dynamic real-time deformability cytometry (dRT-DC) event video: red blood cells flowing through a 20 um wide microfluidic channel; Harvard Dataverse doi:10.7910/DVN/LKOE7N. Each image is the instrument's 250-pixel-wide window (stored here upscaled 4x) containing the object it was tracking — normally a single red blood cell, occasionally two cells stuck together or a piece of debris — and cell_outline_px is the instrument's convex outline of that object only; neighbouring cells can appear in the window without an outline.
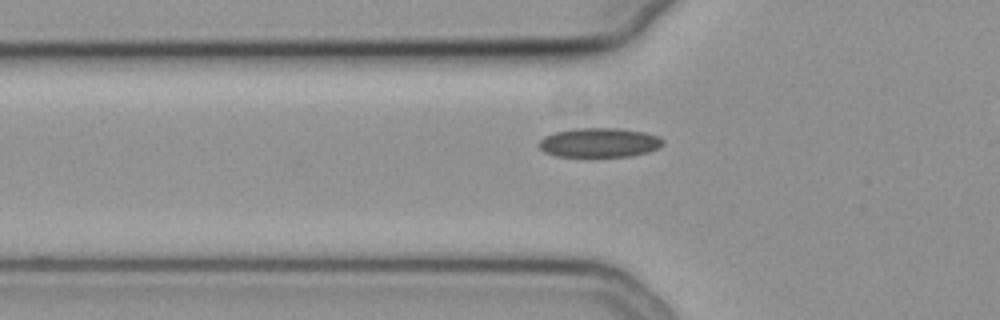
{"species": "common noctule bat (a hibernating species)", "species_latin": "Nyctalus noctula", "temperature_condition": "cold", "stored_images_in_passage": 30, "camera_frame_rate_fps": 3000, "um_per_image_px": 0.085, "animal": {"sex": "female", "body_mass_g": 19.3, "forearm_length_mm": 54.1}, "frame": {"image": 1, "passage_image": 6, "time_ms": 1.667, "image_size_px": [1000, 320], "cell_outline_px": [[664, 144], [648, 152], [628, 156], [556, 156], [544, 152], [536, 144], [544, 136], [556, 132], [572, 128], [616, 128], [644, 132], [656, 136], [664, 140]], "centroid_in_image_um": [50.9, 12.11], "position_along_channel_um": 74.9, "area_um2": 21.1}}
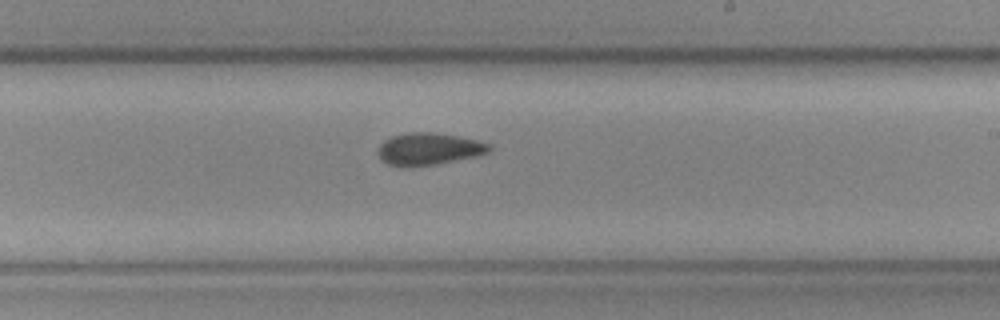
{"frame": {"image": 2, "passage_image": 20, "time_ms": 6.333, "image_size_px": [1000, 320], "cell_outline_px": [[492, 148], [488, 152], [476, 156], [436, 164], [408, 168], [400, 168], [388, 164], [380, 160], [376, 152], [380, 144], [384, 140], [392, 136], [408, 132], [436, 132], [476, 140], [488, 144]], "centroid_in_image_um": [36.36, 12.68], "position_along_channel_um": 252.6, "area_um2": 21.1}}
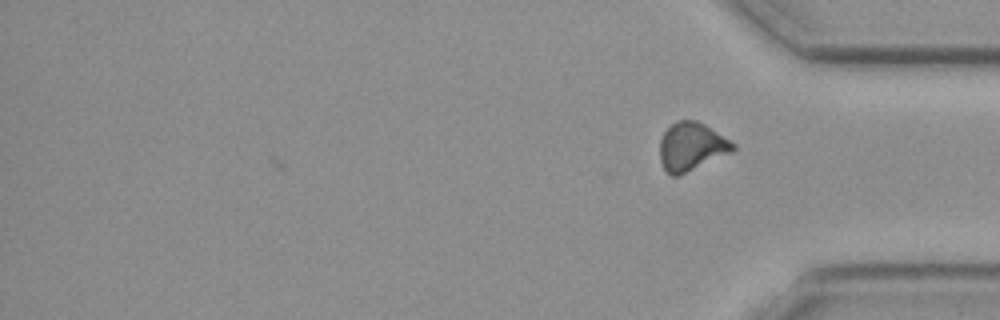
{"frame": {"image": 3, "passage_image": 30, "time_ms": 9.667, "image_size_px": [1000, 320], "cell_outline_px": [[736, 148], [732, 152], [676, 176], [672, 176], [664, 168], [660, 160], [660, 140], [664, 132], [676, 120], [696, 120], [704, 124], [736, 144]], "centroid_in_image_um": [58.77, 12.44], "position_along_channel_um": 376.4, "area_um2": 20.23}, "authors_computed_cell_mechanics": {"area_um2": 20.6346, "velocity_mm_per_s": 3.8068, "shape_relaxation_time_tau1_ms": null, "shape_relaxation_time_tau2_ms": 8.9132, "deformation_change_tau1": null, "deformation_change_tau2": 0.1019}}